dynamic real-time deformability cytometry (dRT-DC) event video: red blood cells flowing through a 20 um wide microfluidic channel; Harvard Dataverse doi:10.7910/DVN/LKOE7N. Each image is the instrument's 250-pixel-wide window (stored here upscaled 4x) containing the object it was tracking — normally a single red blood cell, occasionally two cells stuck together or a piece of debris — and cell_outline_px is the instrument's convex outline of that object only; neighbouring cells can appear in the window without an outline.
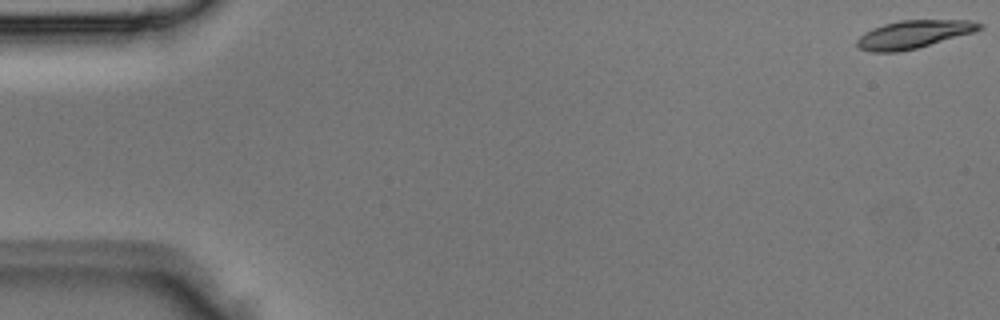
{"species": "Egyptian fruit bat (a non-hibernating species)", "species_latin": "Rousettus aegyptiacus", "temperature_condition": "room temperature", "stored_images_in_passage": 4, "camera_frame_rate_fps": 3000, "um_per_image_px": 0.085, "animal": {"sex": "male"}, "frame": {"image": 1, "passage_image": 1, "time_ms": 0.0, "image_size_px": [1000, 320], "cell_outline_px": [[984, 28], [976, 32], [916, 48], [896, 52], [872, 52], [860, 48], [856, 44], [856, 40], [864, 32], [872, 28], [884, 24], [900, 20], [968, 20], [984, 24]], "centroid_in_image_um": [77.69, 2.91], "position_along_channel_um": 7.3, "area_um2": 20.0}}